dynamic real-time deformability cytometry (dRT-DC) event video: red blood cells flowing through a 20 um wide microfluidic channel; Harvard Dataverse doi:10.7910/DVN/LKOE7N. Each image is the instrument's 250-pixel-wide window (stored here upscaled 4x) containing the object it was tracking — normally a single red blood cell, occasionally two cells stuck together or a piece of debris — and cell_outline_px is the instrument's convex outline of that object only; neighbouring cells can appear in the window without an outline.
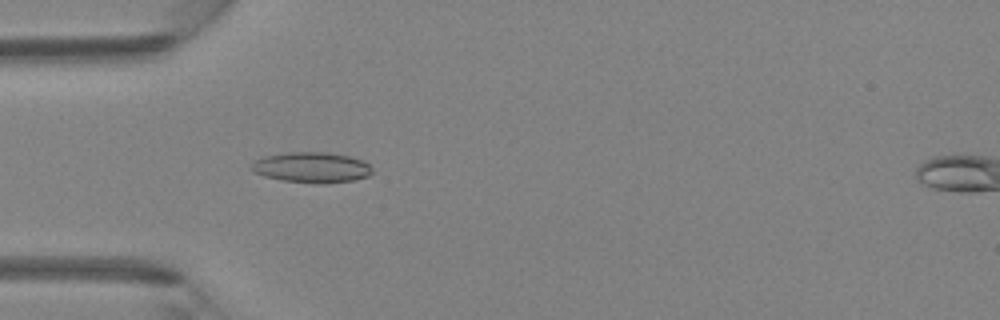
{"species": "Egyptian fruit bat (a non-hibernating species)", "species_latin": "Rousettus aegyptiacus", "temperature_condition": "room temperature", "stored_images_in_passage": 45, "camera_frame_rate_fps": 3000, "um_per_image_px": 0.085, "animal": {"sex": "female"}, "frame": {"image": 1, "passage_image": 14, "time_ms": 4.333, "image_size_px": [1000, 320], "cell_outline_px": [[372, 172], [368, 176], [352, 180], [316, 184], [284, 180], [264, 176], [252, 172], [248, 168], [256, 160], [264, 156], [288, 152], [324, 152], [348, 156], [360, 160], [368, 164], [372, 168]], "centroid_in_image_um": [26.44, 14.23], "position_along_channel_um": 58.6, "area_um2": 21.33}}
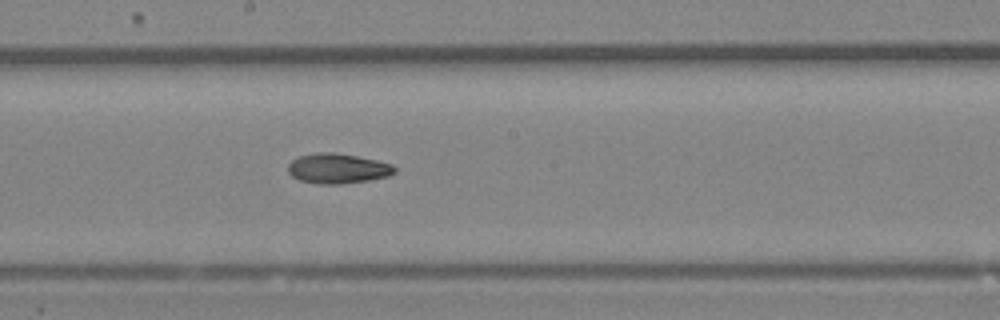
{"frame": {"image": 2, "passage_image": 25, "time_ms": 8.0, "image_size_px": [1000, 320], "cell_outline_px": [[396, 172], [388, 176], [368, 180], [340, 184], [316, 184], [300, 180], [292, 176], [288, 172], [288, 164], [292, 160], [300, 156], [316, 152], [336, 152], [376, 160], [392, 164], [396, 168]], "centroid_in_image_um": [28.69, 14.32], "position_along_channel_um": 219.5, "area_um2": 18.67}}
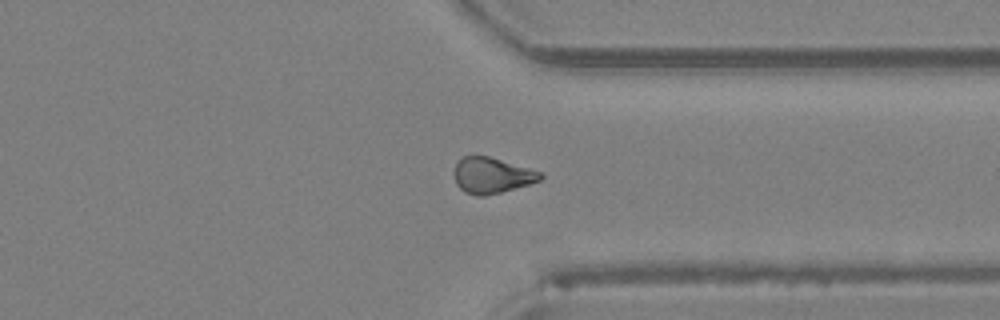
{"frame": {"image": 3, "passage_image": 35, "time_ms": 11.333, "image_size_px": [1000, 320], "cell_outline_px": [[544, 176], [540, 180], [528, 184], [500, 192], [484, 196], [476, 196], [464, 192], [456, 184], [452, 172], [456, 164], [464, 156], [488, 156], [544, 172]], "centroid_in_image_um": [41.79, 14.91], "position_along_channel_um": 369.6, "area_um2": 18.03}}